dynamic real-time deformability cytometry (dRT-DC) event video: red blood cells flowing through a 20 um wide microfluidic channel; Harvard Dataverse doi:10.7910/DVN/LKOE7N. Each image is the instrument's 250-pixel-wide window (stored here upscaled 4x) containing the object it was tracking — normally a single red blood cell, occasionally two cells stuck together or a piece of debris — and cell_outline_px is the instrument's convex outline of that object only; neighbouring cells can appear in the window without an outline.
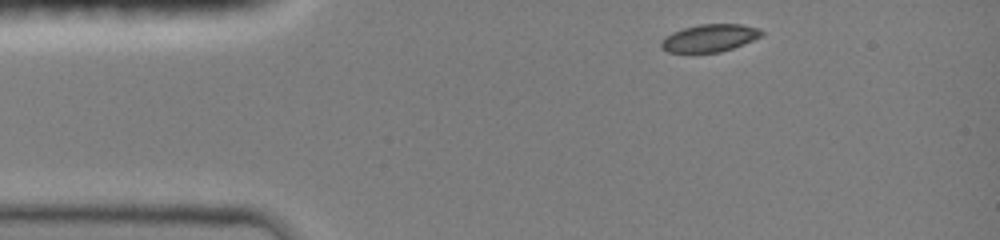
{"species": "common noctule bat (a hibernating species)", "species_latin": "Nyctalus noctula", "temperature_condition": "room temperature", "stored_images_in_passage": 20, "camera_frame_rate_fps": 3000, "um_per_image_px": 0.085, "animal": {"sex": "female", "body_mass_g": 19.0, "forearm_length_mm": 51.5}, "frame": {"image": 1, "passage_image": 1, "time_ms": 0.0, "image_size_px": [1000, 240], "cell_outline_px": [[764, 32], [760, 36], [752, 40], [732, 48], [720, 52], [668, 52], [660, 48], [660, 40], [664, 36], [672, 32], [684, 28], [700, 24], [740, 24], [760, 28]], "centroid_in_image_um": [60.27, 3.23], "position_along_channel_um": 24.7, "area_um2": 16.07}}
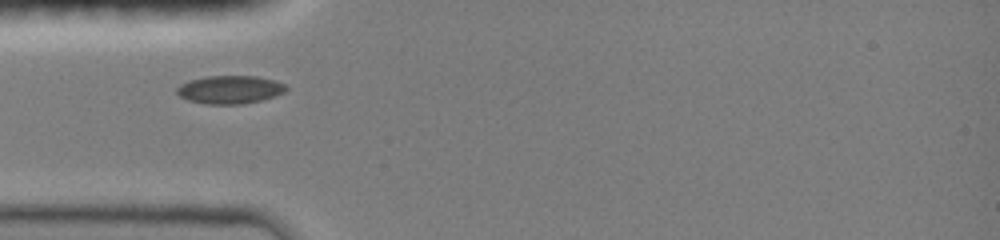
{"frame": {"image": 2, "passage_image": 19, "time_ms": 2.333, "image_size_px": [1000, 240], "cell_outline_px": [[288, 88], [284, 92], [260, 100], [240, 104], [208, 104], [188, 100], [180, 96], [176, 92], [176, 88], [180, 84], [188, 80], [204, 76], [256, 76], [272, 80], [284, 84]], "centroid_in_image_um": [19.48, 7.6], "position_along_channel_um": 65.5, "area_um2": 17.74}}